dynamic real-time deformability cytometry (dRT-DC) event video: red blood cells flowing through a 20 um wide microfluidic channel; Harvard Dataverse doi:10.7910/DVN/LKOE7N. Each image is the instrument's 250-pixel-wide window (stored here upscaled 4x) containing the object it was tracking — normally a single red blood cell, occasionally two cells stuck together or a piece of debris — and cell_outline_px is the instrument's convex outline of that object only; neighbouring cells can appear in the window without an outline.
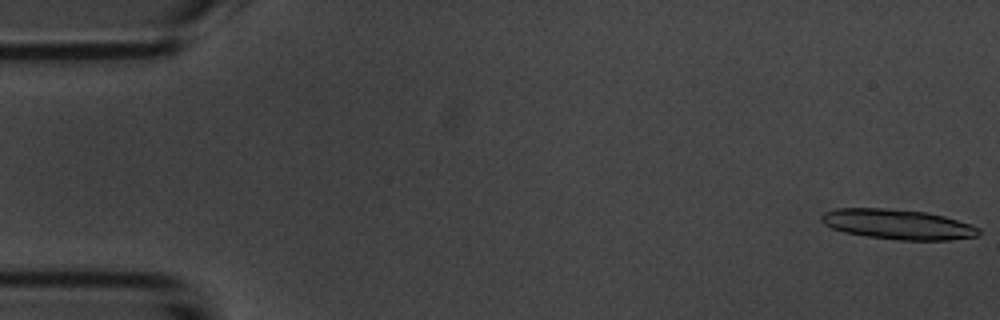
{"species": "common noctule bat (a hibernating species)", "species_latin": "Nyctalus noctula", "temperature_condition": "room temperature", "stored_images_in_passage": 39, "camera_frame_rate_fps": 3000, "um_per_image_px": 0.085, "animal": {"sex": "male", "body_mass_g": 20.1, "forearm_length_mm": 53.5}, "frame": {"image": 1, "passage_image": 1, "time_ms": 0.0, "image_size_px": [1000, 320], "cell_outline_px": [[980, 236], [948, 240], [896, 240], [868, 236], [844, 232], [832, 228], [824, 224], [820, 220], [820, 216], [824, 212], [836, 208], [884, 208], [928, 212], [944, 216], [972, 224], [980, 228]], "centroid_in_image_um": [76.33, 19.06], "position_along_channel_um": 8.7, "area_um2": 27.74}}
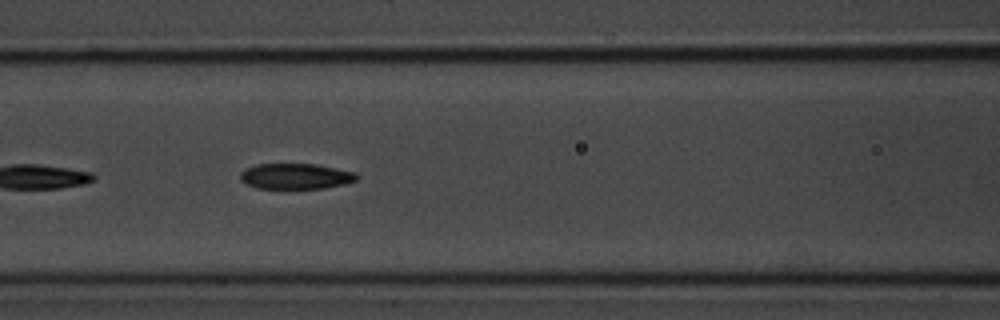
{"frame": {"image": 2, "passage_image": 23, "time_ms": 7.333, "image_size_px": [1000, 320], "cell_outline_px": [[360, 176], [356, 180], [344, 184], [324, 188], [284, 192], [256, 188], [240, 180], [240, 172], [244, 168], [256, 164], [316, 164], [356, 172]], "centroid_in_image_um": [25.1, 15.03], "position_along_channel_um": 141.5, "area_um2": 18.44}}
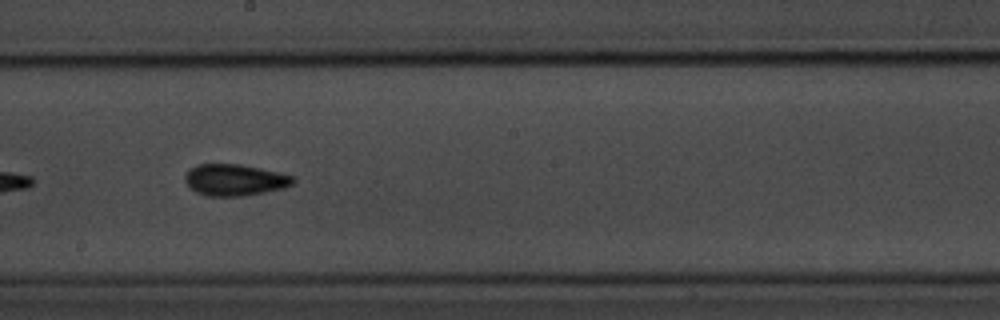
{"frame": {"image": 3, "passage_image": 30, "time_ms": 9.667, "image_size_px": [1000, 320], "cell_outline_px": [[296, 180], [292, 184], [284, 188], [244, 196], [208, 196], [196, 192], [184, 180], [184, 176], [196, 164], [240, 164], [280, 172], [296, 176]], "centroid_in_image_um": [20.0, 15.29], "position_along_channel_um": 228.2, "area_um2": 19.88}}